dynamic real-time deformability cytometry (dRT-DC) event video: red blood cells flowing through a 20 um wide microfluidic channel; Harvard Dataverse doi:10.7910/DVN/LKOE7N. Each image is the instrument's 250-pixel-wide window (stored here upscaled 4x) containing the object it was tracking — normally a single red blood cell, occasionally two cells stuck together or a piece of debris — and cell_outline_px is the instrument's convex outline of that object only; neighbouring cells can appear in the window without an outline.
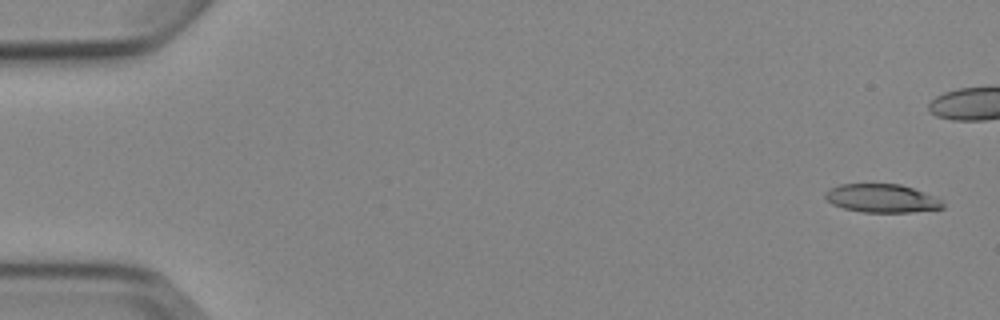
{"species": "Egyptian fruit bat (a non-hibernating species)", "species_latin": "Rousettus aegyptiacus", "temperature_condition": "cold", "stored_images_in_passage": 4, "camera_frame_rate_fps": 3000, "um_per_image_px": 0.085, "animal": {"sex": "female"}, "frame": {"image": 1, "passage_image": 1, "time_ms": 0.0, "image_size_px": [1000, 320], "cell_outline_px": [[944, 208], [912, 212], [864, 212], [844, 208], [832, 204], [824, 196], [824, 192], [828, 188], [840, 184], [900, 184], [912, 188], [932, 196], [940, 200], [944, 204]], "centroid_in_image_um": [74.91, 16.85], "position_along_channel_um": 10.1, "area_um2": 19.31}}